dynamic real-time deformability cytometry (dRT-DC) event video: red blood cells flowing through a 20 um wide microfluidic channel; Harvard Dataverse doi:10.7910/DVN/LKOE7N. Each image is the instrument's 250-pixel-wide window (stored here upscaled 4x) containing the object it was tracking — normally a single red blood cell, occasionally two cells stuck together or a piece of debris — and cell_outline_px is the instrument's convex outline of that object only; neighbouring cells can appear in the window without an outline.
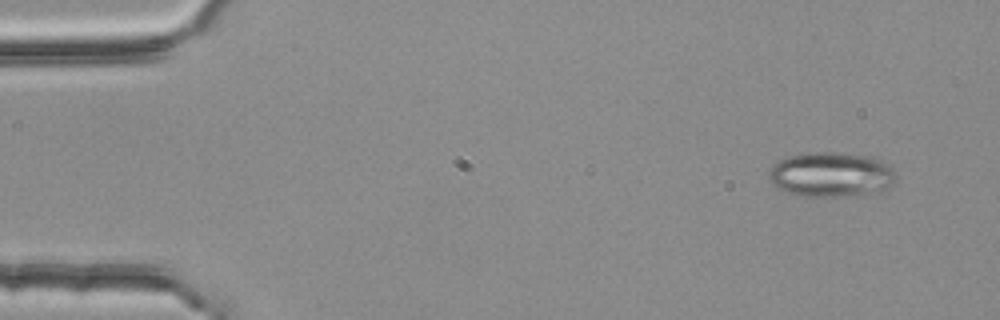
{"species": "common noctule bat (a hibernating species)", "species_latin": "Nyctalus noctula", "temperature_condition": "room temperature", "stored_images_in_passage": 4, "camera_frame_rate_fps": 3000, "um_per_image_px": 0.085, "animal": {"sex": "female", "body_mass_g": 25.1}, "frame": {"image": 1, "passage_image": 1, "time_ms": 0.0, "image_size_px": [1000, 320], "cell_outline_px": [[892, 184], [888, 188], [844, 196], [804, 196], [788, 192], [772, 184], [768, 176], [768, 168], [776, 160], [788, 156], [808, 152], [836, 152], [872, 156], [884, 160], [892, 168]], "centroid_in_image_um": [70.57, 14.79], "position_along_channel_um": 14.4, "area_um2": 33.0}}